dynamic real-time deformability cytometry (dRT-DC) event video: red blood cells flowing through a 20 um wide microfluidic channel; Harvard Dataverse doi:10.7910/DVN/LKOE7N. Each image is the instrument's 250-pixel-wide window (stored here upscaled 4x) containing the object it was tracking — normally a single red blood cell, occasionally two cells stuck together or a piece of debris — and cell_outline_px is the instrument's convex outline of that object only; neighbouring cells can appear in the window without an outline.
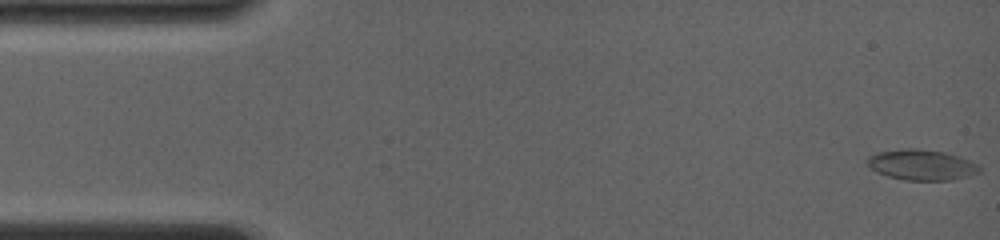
{"species": "common noctule bat (a hibernating species)", "species_latin": "Nyctalus noctula", "temperature_condition": "room temperature", "stored_images_in_passage": 67, "camera_frame_rate_fps": 4000, "um_per_image_px": 0.085, "animal": {"sex": "female", "body_mass_g": 19.0, "forearm_length_mm": 56.7}, "frame": {"image": 1, "passage_image": 1, "time_ms": 0.0, "image_size_px": [1000, 240], "cell_outline_px": [[980, 172], [972, 176], [952, 180], [904, 180], [888, 176], [876, 172], [864, 160], [868, 156], [876, 152], [904, 148], [916, 148], [944, 152], [960, 156], [976, 164], [980, 168]], "centroid_in_image_um": [78.32, 14.01], "position_along_channel_um": 6.7, "area_um2": 20.17}}
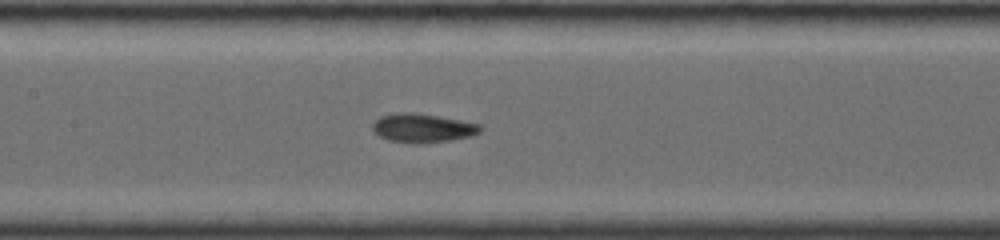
{"frame": {"image": 2, "passage_image": 37, "time_ms": 7.25, "image_size_px": [1000, 240], "cell_outline_px": [[484, 128], [480, 132], [472, 136], [448, 140], [420, 144], [412, 144], [388, 140], [380, 136], [372, 128], [372, 124], [380, 116], [396, 112], [412, 112], [460, 120], [480, 124]], "centroid_in_image_um": [35.92, 10.89], "position_along_channel_um": 171.5, "area_um2": 18.15}}
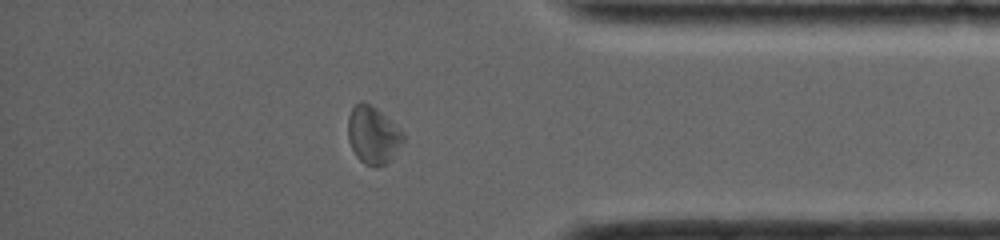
{"frame": {"image": 3, "passage_image": 59, "time_ms": 13.25, "image_size_px": [1000, 240], "cell_outline_px": [[404, 144], [384, 164], [376, 168], [364, 164], [356, 156], [348, 140], [348, 116], [352, 108], [360, 100], [364, 100], [376, 108], [404, 132]], "centroid_in_image_um": [31.7, 11.47], "position_along_channel_um": 403.5, "area_um2": 18.61}, "authors_computed_cell_mechanics": {"area_um2": 17.9758, "velocity_mm_per_s": 4.0082, "shape_relaxation_time_tau1_ms": 4.4884, "shape_relaxation_time_tau2_ms": 2.1829, "deformation_change_tau1": 0.136, "deformation_change_tau2": 0.0752}}